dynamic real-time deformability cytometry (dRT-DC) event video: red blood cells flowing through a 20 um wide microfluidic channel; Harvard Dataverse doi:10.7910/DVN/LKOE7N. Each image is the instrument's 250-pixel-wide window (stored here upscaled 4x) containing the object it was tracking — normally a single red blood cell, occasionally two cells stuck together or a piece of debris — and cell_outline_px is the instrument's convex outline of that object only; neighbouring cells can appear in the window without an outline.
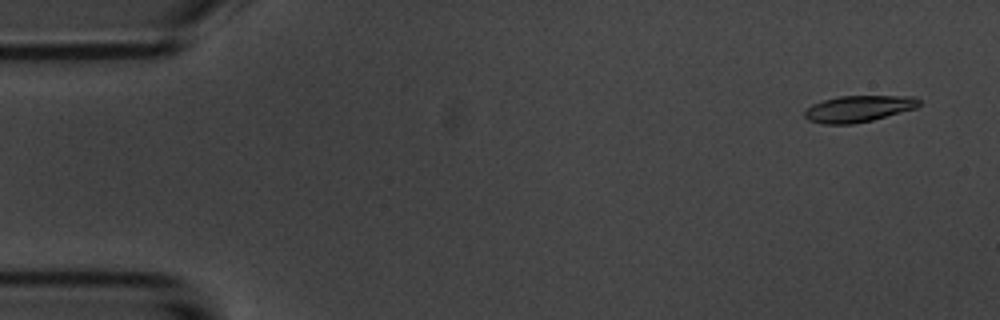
{"species": "common noctule bat (a hibernating species)", "species_latin": "Nyctalus noctula", "temperature_condition": "room temperature", "stored_images_in_passage": 7, "camera_frame_rate_fps": 3000, "um_per_image_px": 0.085, "animal": {"sex": "male", "body_mass_g": 20.1, "forearm_length_mm": 53.5}, "frame": {"image": 1, "passage_image": 1, "time_ms": 0.0, "image_size_px": [1000, 320], "cell_outline_px": [[920, 104], [916, 108], [872, 120], [852, 124], [820, 124], [808, 120], [804, 116], [804, 112], [812, 104], [824, 100], [840, 96], [916, 96], [920, 100]], "centroid_in_image_um": [72.97, 9.24], "position_along_channel_um": 12.0, "area_um2": 17.63}}
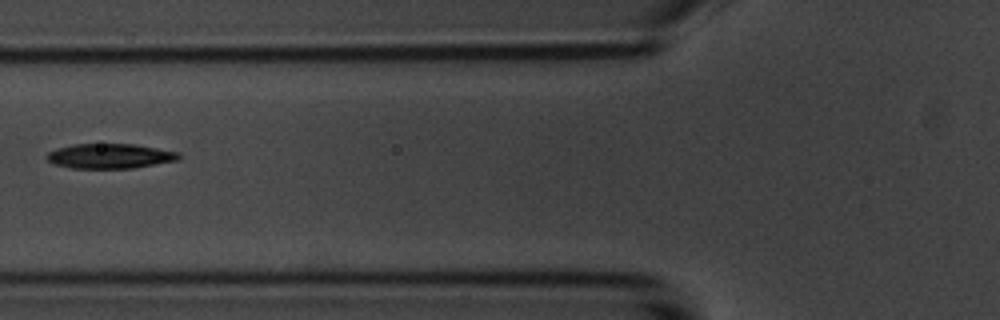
{"frame": {"image": 2, "passage_image": 6, "time_ms": 6.0, "image_size_px": [1000, 320], "cell_outline_px": [[180, 160], [132, 168], [72, 168], [56, 164], [48, 160], [48, 152], [56, 148], [72, 144], [136, 144], [180, 152]], "centroid_in_image_um": [9.39, 13.26], "position_along_channel_um": 116.4, "area_um2": 19.07}}
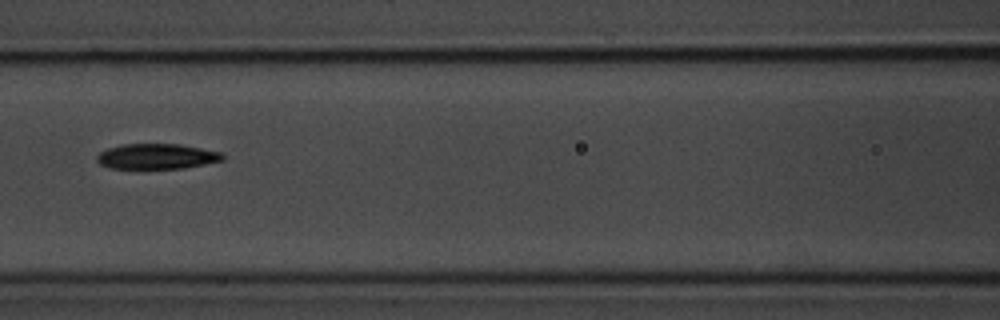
{"frame": {"image": 3, "passage_image": 7, "time_ms": 7.0, "image_size_px": [1000, 320], "cell_outline_px": [[224, 160], [184, 168], [108, 168], [100, 164], [96, 160], [96, 156], [100, 152], [108, 148], [120, 144], [180, 144], [224, 152]], "centroid_in_image_um": [13.34, 13.28], "position_along_channel_um": 153.3, "area_um2": 18.67}}